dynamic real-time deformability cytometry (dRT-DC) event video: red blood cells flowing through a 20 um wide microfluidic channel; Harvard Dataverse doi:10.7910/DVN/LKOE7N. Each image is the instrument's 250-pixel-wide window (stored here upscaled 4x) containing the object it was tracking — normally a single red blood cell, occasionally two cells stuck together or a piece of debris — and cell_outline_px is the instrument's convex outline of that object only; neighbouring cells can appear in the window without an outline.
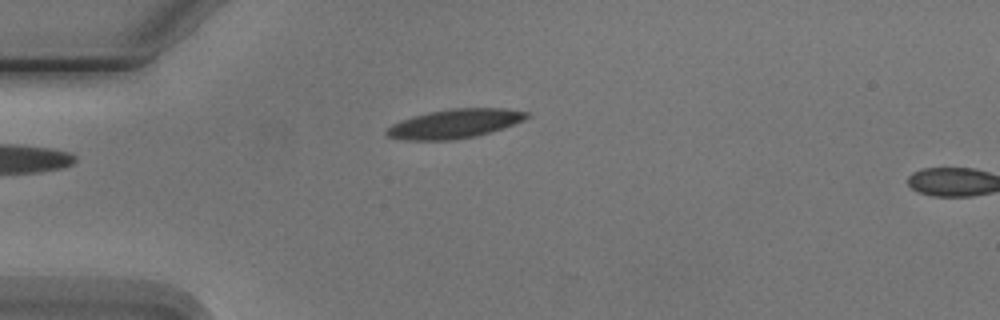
{"species": "Egyptian fruit bat (a non-hibernating species)", "species_latin": "Rousettus aegyptiacus", "temperature_condition": "cold", "stored_images_in_passage": 4, "camera_frame_rate_fps": 3000, "um_per_image_px": 0.085, "animal": {"sex": "male"}, "frame": {"image": 1, "passage_image": 4, "time_ms": 3.333, "image_size_px": [1000, 320], "cell_outline_px": [[532, 116], [524, 120], [504, 128], [476, 136], [452, 140], [404, 140], [388, 136], [384, 132], [392, 124], [428, 112], [452, 108], [508, 108], [528, 112]], "centroid_in_image_um": [38.72, 10.51], "position_along_channel_um": 46.3, "area_um2": 23.7}}